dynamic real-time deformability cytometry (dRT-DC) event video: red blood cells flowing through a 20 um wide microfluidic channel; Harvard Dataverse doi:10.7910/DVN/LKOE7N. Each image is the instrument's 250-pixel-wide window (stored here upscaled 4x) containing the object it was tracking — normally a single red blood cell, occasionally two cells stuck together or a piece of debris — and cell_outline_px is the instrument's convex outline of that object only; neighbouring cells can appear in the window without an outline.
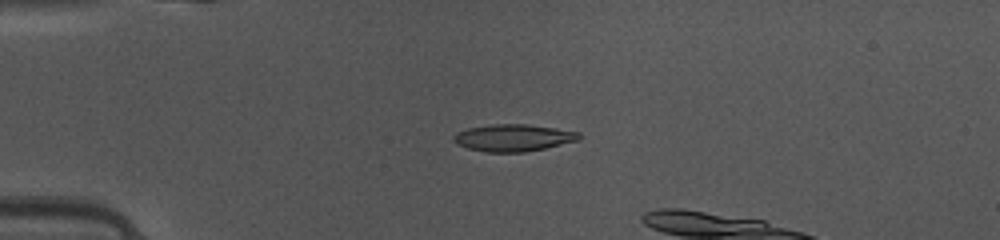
{"species": "common noctule bat (a hibernating species)", "species_latin": "Nyctalus noctula", "temperature_condition": "warm", "stored_images_in_passage": 9, "camera_frame_rate_fps": 3000, "um_per_image_px": 0.085, "animal": {"sex": "female", "body_mass_g": 10.0, "forearm_length_mm": 53.1}, "frame": {"image": 1, "passage_image": 2, "time_ms": 0.333, "image_size_px": [1000, 240], "cell_outline_px": [[580, 140], [544, 148], [524, 152], [484, 152], [468, 148], [456, 144], [452, 140], [452, 136], [456, 132], [468, 128], [492, 124], [528, 124], [556, 128], [580, 132]], "centroid_in_image_um": [43.61, 11.7], "position_along_channel_um": 41.4, "area_um2": 19.88}}
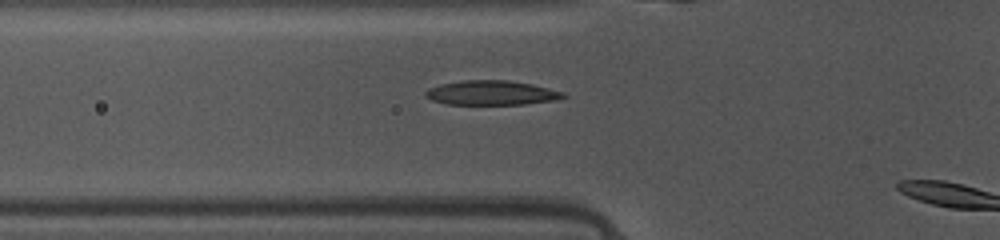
{"frame": {"image": 2, "passage_image": 7, "time_ms": 2.0, "image_size_px": [1000, 240], "cell_outline_px": [[568, 96], [556, 100], [524, 104], [448, 104], [432, 100], [424, 96], [424, 92], [428, 88], [440, 84], [464, 80], [508, 80], [532, 84], [564, 92]], "centroid_in_image_um": [41.77, 7.89], "position_along_channel_um": 84.0, "area_um2": 19.65}}